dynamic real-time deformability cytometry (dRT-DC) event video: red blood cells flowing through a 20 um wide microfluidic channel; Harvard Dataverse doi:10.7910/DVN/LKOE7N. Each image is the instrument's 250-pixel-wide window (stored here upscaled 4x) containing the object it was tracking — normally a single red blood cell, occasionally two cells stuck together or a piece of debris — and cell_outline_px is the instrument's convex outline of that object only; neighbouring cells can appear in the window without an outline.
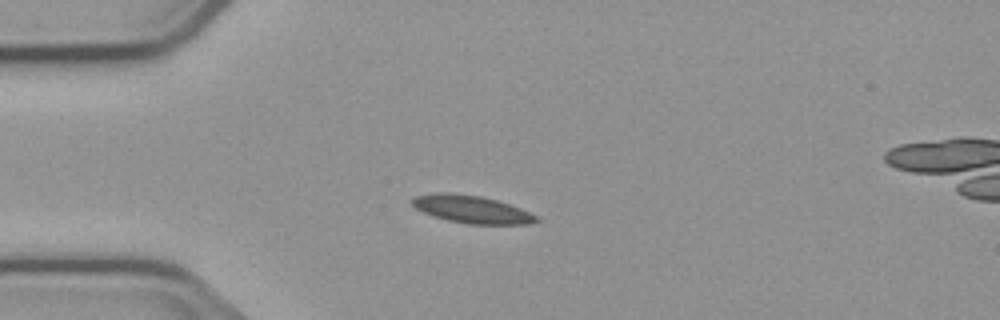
{"species": "common noctule bat (a hibernating species)", "species_latin": "Nyctalus noctula", "temperature_condition": "cold", "stored_images_in_passage": 6, "camera_frame_rate_fps": 3000, "um_per_image_px": 0.085, "animal": {"sex": "male", "body_mass_g": 23.1, "forearm_length_mm": 52.7}, "frame": {"image": 1, "passage_image": 4, "time_ms": 3.333, "image_size_px": [1000, 320], "cell_outline_px": [[540, 220], [528, 224], [468, 224], [448, 220], [432, 216], [416, 208], [412, 204], [412, 200], [416, 196], [436, 192], [452, 192], [480, 196], [496, 200], [520, 208], [540, 216]], "centroid_in_image_um": [40.12, 17.79], "position_along_channel_um": 44.9, "area_um2": 20.0}}
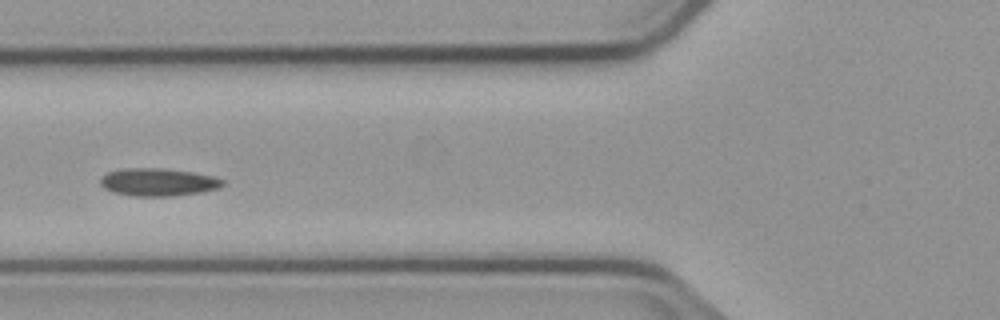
{"frame": {"image": 2, "passage_image": 6, "time_ms": 5.667, "image_size_px": [1000, 320], "cell_outline_px": [[224, 184], [220, 188], [204, 192], [168, 196], [136, 196], [112, 192], [104, 188], [100, 184], [100, 176], [108, 172], [120, 168], [164, 168], [196, 172], [212, 176], [224, 180]], "centroid_in_image_um": [13.44, 15.47], "position_along_channel_um": 112.4, "area_um2": 20.06}}